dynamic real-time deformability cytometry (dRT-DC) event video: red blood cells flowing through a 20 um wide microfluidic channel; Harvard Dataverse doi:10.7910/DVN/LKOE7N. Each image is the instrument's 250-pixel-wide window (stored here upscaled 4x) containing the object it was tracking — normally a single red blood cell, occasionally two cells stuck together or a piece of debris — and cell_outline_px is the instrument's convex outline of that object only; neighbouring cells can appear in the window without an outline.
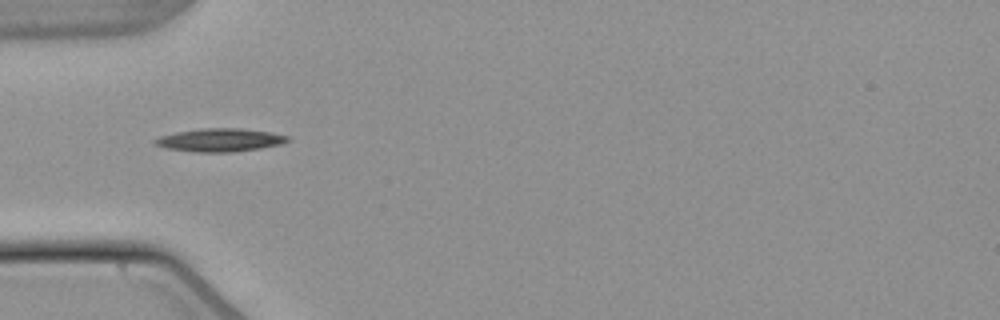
{"species": "common noctule bat (a hibernating species)", "species_latin": "Nyctalus noctula", "temperature_condition": "warm", "stored_images_in_passage": 37, "camera_frame_rate_fps": 3000, "um_per_image_px": 0.085, "animal": {"sex": "male", "body_mass_g": 21.5, "forearm_length_mm": 52.0}, "frame": {"image": 1, "passage_image": 1, "time_ms": 0.0, "image_size_px": [1000, 320], "cell_outline_px": [[292, 140], [280, 144], [260, 148], [232, 152], [196, 152], [164, 148], [152, 144], [152, 140], [160, 136], [176, 132], [200, 128], [240, 128], [272, 132], [292, 136]], "centroid_in_image_um": [18.7, 11.89], "position_along_channel_um": 66.3, "area_um2": 18.21}}
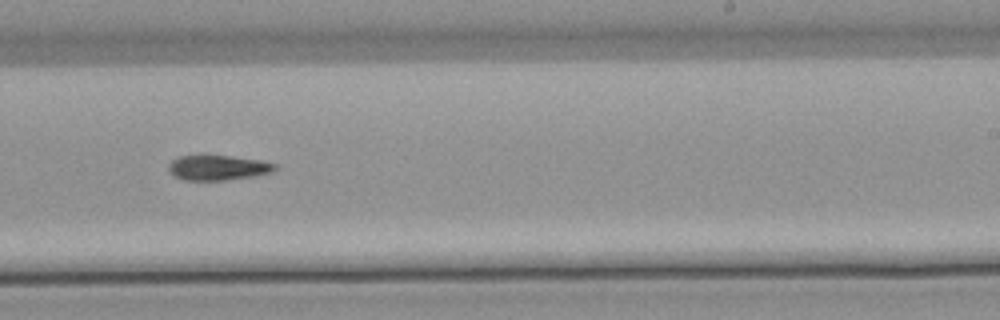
{"frame": {"image": 2, "passage_image": 17, "time_ms": 5.333, "image_size_px": [1000, 320], "cell_outline_px": [[276, 168], [272, 172], [252, 176], [224, 180], [184, 180], [168, 172], [168, 164], [172, 160], [180, 156], [228, 156], [260, 160], [276, 164]], "centroid_in_image_um": [18.5, 14.26], "position_along_channel_um": 270.5, "area_um2": 15.26}}
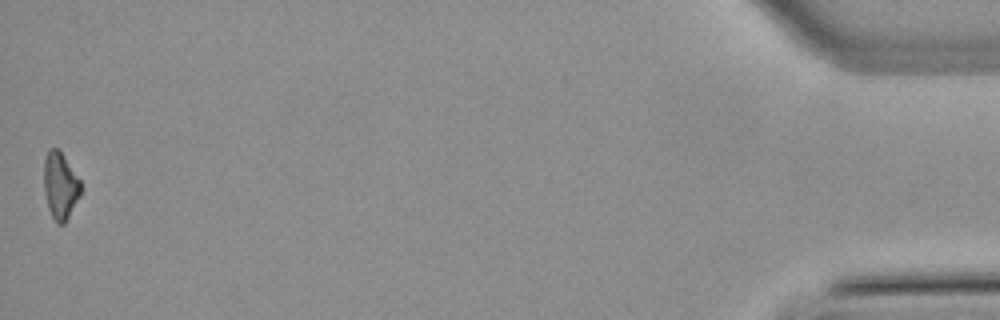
{"frame": {"image": 3, "passage_image": 37, "time_ms": 12.0, "image_size_px": [1000, 320], "cell_outline_px": [[80, 196], [64, 224], [56, 224], [48, 208], [44, 192], [44, 160], [48, 148], [60, 148], [80, 180]], "centroid_in_image_um": [5.11, 15.75], "position_along_channel_um": 430.1, "area_um2": 14.51}, "authors_computed_cell_mechanics": {"area_um2": 15.7216, "velocity_mm_per_s": 3.8542, "shape_relaxation_time_tau1_ms": 5.0561, "shape_relaxation_time_tau2_ms": null, "deformation_change_tau1": 0.1697, "deformation_change_tau2": null}}